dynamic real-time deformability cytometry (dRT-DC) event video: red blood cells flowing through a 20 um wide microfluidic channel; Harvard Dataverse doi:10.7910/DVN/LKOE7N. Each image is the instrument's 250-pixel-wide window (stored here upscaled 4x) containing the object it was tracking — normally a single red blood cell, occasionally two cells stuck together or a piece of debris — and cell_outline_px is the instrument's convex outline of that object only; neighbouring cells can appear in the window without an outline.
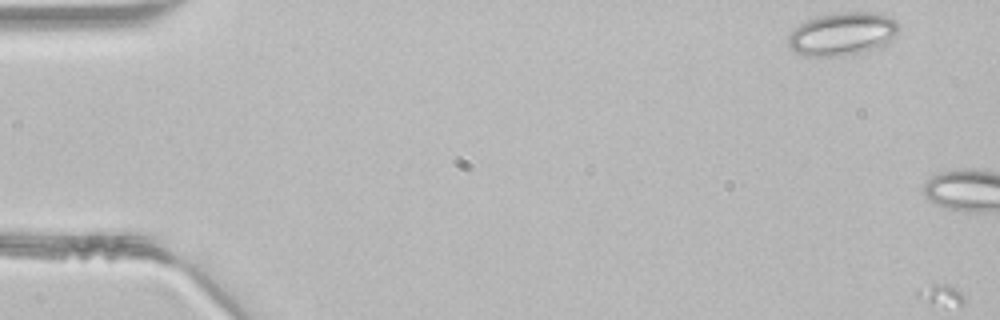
{"species": "common noctule bat (a hibernating species)", "species_latin": "Nyctalus noctula", "temperature_condition": "room temperature", "stored_images_in_passage": 2, "camera_frame_rate_fps": 3000, "um_per_image_px": 0.085, "animal": {"sex": "male", "body_mass_g": 21.5, "forearm_length_mm": 52.0}, "frame": {"image": 1, "passage_image": 1, "time_ms": 0.0, "image_size_px": [1000, 320], "cell_outline_px": [[900, 28], [892, 40], [888, 44], [876, 48], [856, 52], [832, 56], [804, 56], [792, 52], [788, 48], [788, 36], [792, 28], [816, 16], [836, 12], [880, 12], [896, 20], [900, 24]], "centroid_in_image_um": [71.59, 2.86], "position_along_channel_um": 13.4, "area_um2": 28.15}}